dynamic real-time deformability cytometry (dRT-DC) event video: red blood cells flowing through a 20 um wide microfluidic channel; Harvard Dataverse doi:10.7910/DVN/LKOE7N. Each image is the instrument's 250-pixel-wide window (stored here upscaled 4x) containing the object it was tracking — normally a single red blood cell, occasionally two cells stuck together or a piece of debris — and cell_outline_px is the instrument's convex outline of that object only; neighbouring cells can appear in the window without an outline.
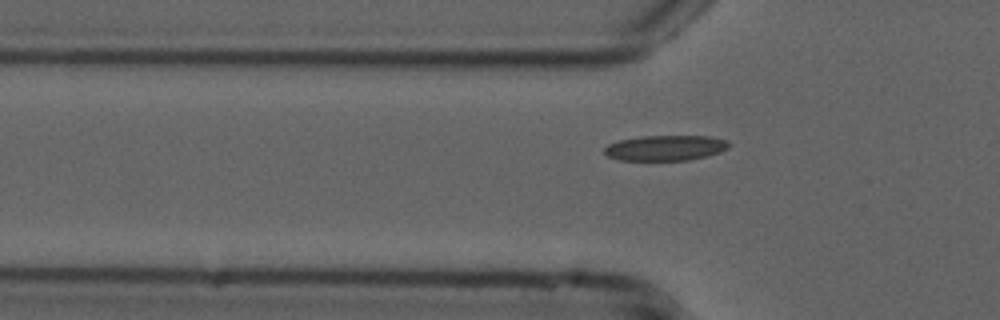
{"species": "common noctule bat (a hibernating species)", "species_latin": "Nyctalus noctula", "temperature_condition": "cold", "stored_images_in_passage": 44, "camera_frame_rate_fps": 3000, "um_per_image_px": 0.085, "animal": {"sex": "male", "forearm_length_mm": 52.5}, "frame": {"image": 1, "passage_image": 14, "time_ms": 4.333, "image_size_px": [1000, 320], "cell_outline_px": [[732, 144], [728, 148], [720, 152], [708, 156], [688, 160], [620, 160], [608, 156], [604, 152], [604, 148], [608, 144], [620, 140], [640, 136], [712, 136], [728, 140]], "centroid_in_image_um": [56.61, 12.56], "position_along_channel_um": 69.2, "area_um2": 18.55}}
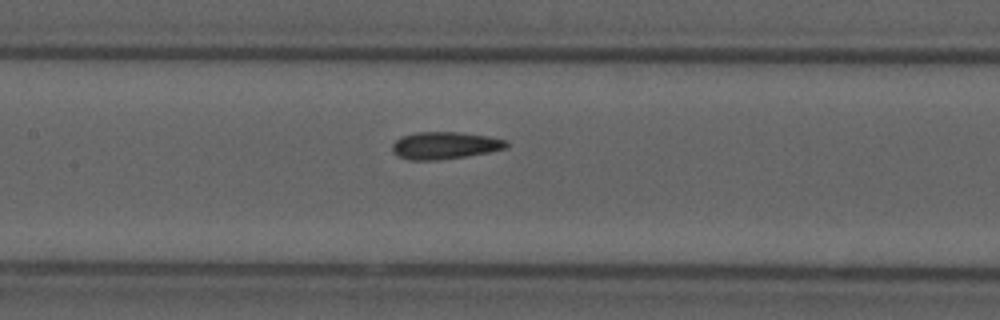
{"frame": {"image": 2, "passage_image": 22, "time_ms": 7.0, "image_size_px": [1000, 320], "cell_outline_px": [[508, 148], [488, 152], [440, 160], [408, 160], [396, 156], [392, 152], [392, 144], [400, 136], [416, 132], [460, 132], [488, 136], [508, 140]], "centroid_in_image_um": [37.78, 12.36], "position_along_channel_um": 169.6, "area_um2": 18.32}}
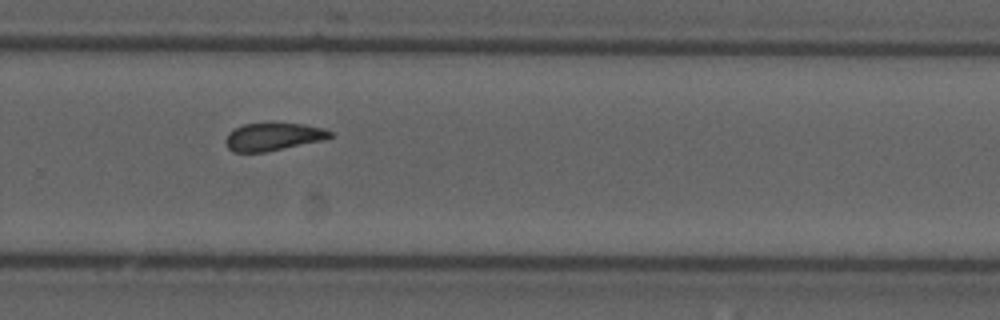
{"frame": {"image": 3, "passage_image": 33, "time_ms": 10.667, "image_size_px": [1000, 320], "cell_outline_px": [[332, 136], [324, 140], [268, 152], [232, 152], [228, 148], [224, 140], [228, 132], [244, 124], [304, 124], [320, 128], [332, 132]], "centroid_in_image_um": [23.19, 11.65], "position_along_channel_um": 306.6, "area_um2": 16.76}, "authors_computed_cell_mechanics": {"area_um2": 17.9469, "velocity_mm_per_s": 3.7516, "shape_relaxation_time_tau1_ms": null, "shape_relaxation_time_tau2_ms": 2.7839, "deformation_change_tau1": null, "deformation_change_tau2": 0.0722}}